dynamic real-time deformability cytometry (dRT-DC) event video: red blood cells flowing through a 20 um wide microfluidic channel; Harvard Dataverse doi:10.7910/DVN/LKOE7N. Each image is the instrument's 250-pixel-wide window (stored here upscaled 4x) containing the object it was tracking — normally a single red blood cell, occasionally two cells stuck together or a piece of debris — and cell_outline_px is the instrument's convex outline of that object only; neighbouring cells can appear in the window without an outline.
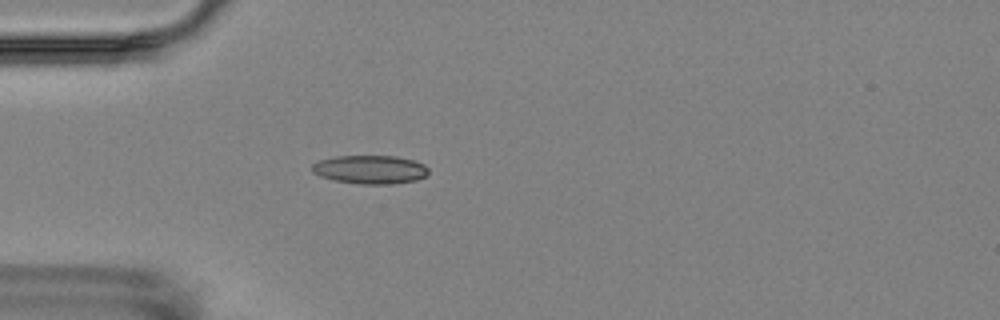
{"species": "Egyptian fruit bat (a non-hibernating species)", "species_latin": "Rousettus aegyptiacus", "temperature_condition": "room temperature", "stored_images_in_passage": 2, "camera_frame_rate_fps": 3000, "um_per_image_px": 0.085, "animal": {"sex": "female"}, "frame": {"image": 1, "passage_image": 2, "time_ms": 1.0, "image_size_px": [1000, 320], "cell_outline_px": [[428, 172], [424, 176], [416, 180], [392, 184], [360, 184], [336, 180], [320, 176], [312, 172], [312, 164], [320, 160], [336, 156], [396, 156], [412, 160], [424, 164], [428, 168]], "centroid_in_image_um": [31.46, 14.41], "position_along_channel_um": 53.5, "area_um2": 19.25}}